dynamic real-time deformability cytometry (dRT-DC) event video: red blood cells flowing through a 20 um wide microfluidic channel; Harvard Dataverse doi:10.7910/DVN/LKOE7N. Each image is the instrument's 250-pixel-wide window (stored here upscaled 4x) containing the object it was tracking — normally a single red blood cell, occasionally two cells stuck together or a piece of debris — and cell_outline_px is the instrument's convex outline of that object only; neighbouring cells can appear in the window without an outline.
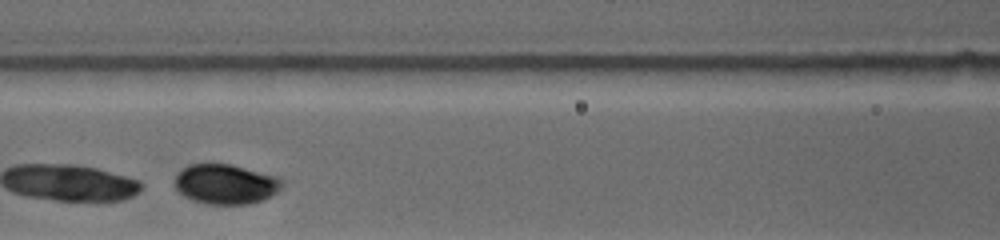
{"species": "common noctule bat (a hibernating species)", "species_latin": "Nyctalus noctula", "temperature_condition": "warm", "stored_images_in_passage": 12, "camera_frame_rate_fps": 4500, "um_per_image_px": 0.085, "animal": {"sex": "female", "body_mass_g": 19.0, "forearm_length_mm": 53.3}, "frame": {"image": 1, "passage_image": 5, "time_ms": 3.556, "image_size_px": [1000, 240], "cell_outline_px": [[284, 184], [276, 192], [264, 200], [248, 204], [208, 204], [192, 200], [184, 196], [176, 188], [176, 172], [180, 168], [188, 164], [232, 164], [276, 176], [284, 180]], "centroid_in_image_um": [19.18, 15.64], "position_along_channel_um": 147.4, "area_um2": 25.09}}
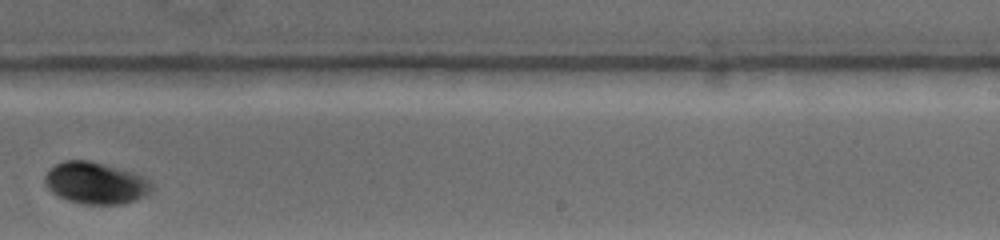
{"frame": {"image": 2, "passage_image": 9, "time_ms": 7.111, "image_size_px": [1000, 240], "cell_outline_px": [[156, 188], [144, 196], [120, 204], [80, 204], [68, 200], [52, 192], [44, 184], [44, 176], [48, 168], [64, 160], [88, 160], [132, 172], [144, 176]], "centroid_in_image_um": [8.1, 15.55], "position_along_channel_um": 280.9, "area_um2": 26.01}}